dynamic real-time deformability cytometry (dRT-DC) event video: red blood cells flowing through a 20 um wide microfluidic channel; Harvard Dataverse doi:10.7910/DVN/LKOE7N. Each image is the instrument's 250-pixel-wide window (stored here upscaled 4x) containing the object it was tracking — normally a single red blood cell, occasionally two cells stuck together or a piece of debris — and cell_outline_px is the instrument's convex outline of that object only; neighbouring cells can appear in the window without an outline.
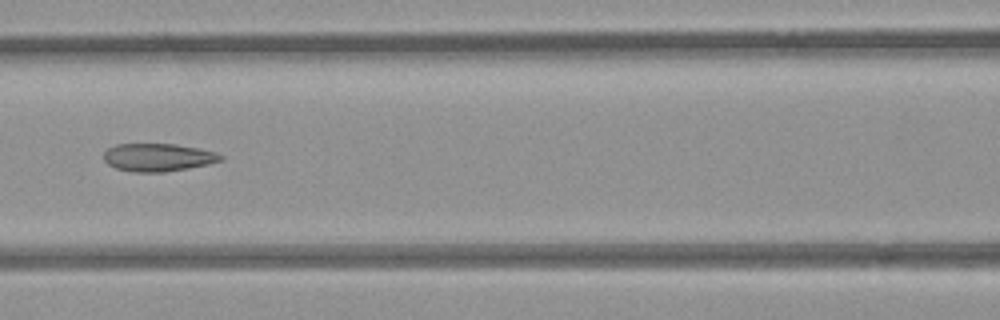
{"species": "common noctule bat (a hibernating species)", "species_latin": "Nyctalus noctula", "temperature_condition": "room temperature", "stored_images_in_passage": 8, "camera_frame_rate_fps": 3000, "um_per_image_px": 0.085, "animal": {"sex": "female", "body_mass_g": 21.9}, "frame": {"image": 1, "passage_image": 7, "time_ms": 2.0, "image_size_px": [1000, 320], "cell_outline_px": [[224, 160], [208, 164], [188, 168], [164, 172], [132, 172], [116, 168], [108, 164], [104, 160], [104, 152], [108, 148], [116, 144], [176, 144], [200, 148], [216, 152], [224, 156]], "centroid_in_image_um": [13.46, 13.37], "position_along_channel_um": 153.1, "area_um2": 19.13}}
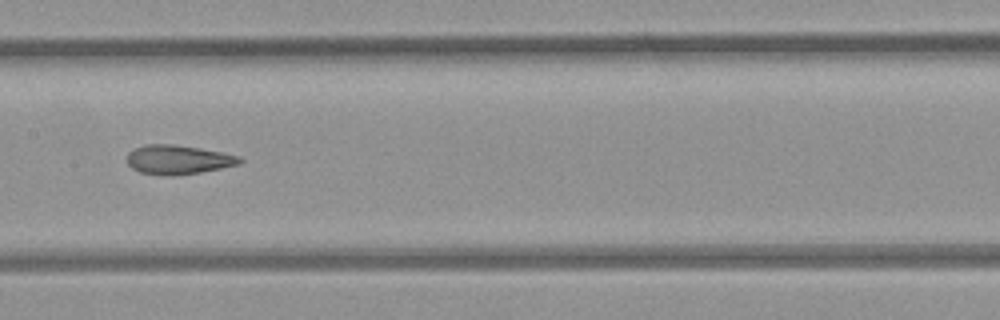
{"frame": {"image": 2, "passage_image": 8, "time_ms": 2.333, "image_size_px": [1000, 320], "cell_outline_px": [[244, 160], [240, 164], [200, 172], [172, 176], [164, 176], [140, 172], [132, 168], [128, 164], [128, 152], [144, 144], [172, 144], [200, 148], [240, 156]], "centroid_in_image_um": [15.14, 13.57], "position_along_channel_um": 192.3, "area_um2": 19.13}}